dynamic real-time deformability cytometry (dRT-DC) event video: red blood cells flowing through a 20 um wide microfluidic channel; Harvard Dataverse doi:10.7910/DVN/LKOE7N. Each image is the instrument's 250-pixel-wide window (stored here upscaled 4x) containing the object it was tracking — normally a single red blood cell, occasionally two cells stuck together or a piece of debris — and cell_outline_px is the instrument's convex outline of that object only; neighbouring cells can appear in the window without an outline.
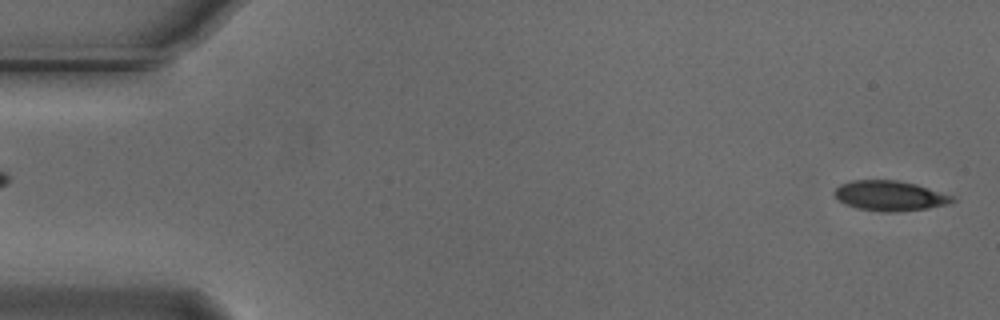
{"species": "Egyptian fruit bat (a non-hibernating species)", "species_latin": "Rousettus aegyptiacus", "temperature_condition": "cold", "stored_images_in_passage": 39, "camera_frame_rate_fps": 3000, "um_per_image_px": 0.085, "animal": {"sex": "male"}, "frame": {"image": 1, "passage_image": 2, "time_ms": 0.333, "image_size_px": [1000, 320], "cell_outline_px": [[956, 200], [948, 204], [928, 208], [896, 212], [880, 212], [856, 208], [844, 204], [832, 192], [840, 184], [852, 180], [896, 180], [916, 184], [952, 196]], "centroid_in_image_um": [75.6, 16.65], "position_along_channel_um": 9.4, "area_um2": 20.63}}
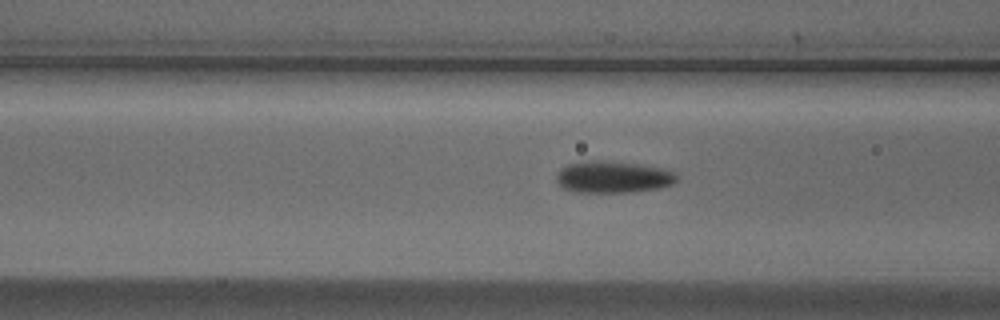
{"frame": {"image": 2, "passage_image": 21, "time_ms": 6.667, "image_size_px": [1000, 320], "cell_outline_px": [[676, 180], [672, 184], [656, 188], [632, 192], [576, 192], [560, 188], [556, 180], [556, 176], [560, 168], [568, 164], [588, 160], [600, 160], [636, 164], [664, 168], [676, 172]], "centroid_in_image_um": [52.05, 15.04], "position_along_channel_um": 114.5, "area_um2": 22.37}}
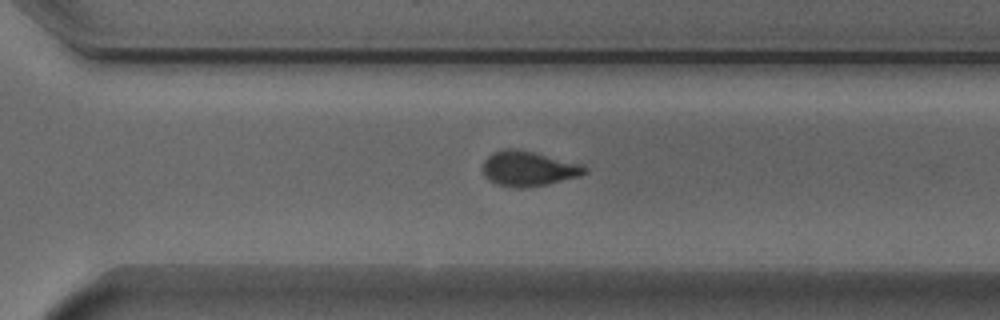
{"frame": {"image": 3, "passage_image": 38, "time_ms": 12.333, "image_size_px": [1000, 320], "cell_outline_px": [[588, 172], [580, 176], [548, 184], [524, 188], [516, 188], [496, 184], [488, 180], [484, 176], [484, 160], [492, 152], [504, 148], [516, 148], [580, 164], [588, 168]], "centroid_in_image_um": [44.9, 14.34], "position_along_channel_um": 325.7, "area_um2": 20.75}}